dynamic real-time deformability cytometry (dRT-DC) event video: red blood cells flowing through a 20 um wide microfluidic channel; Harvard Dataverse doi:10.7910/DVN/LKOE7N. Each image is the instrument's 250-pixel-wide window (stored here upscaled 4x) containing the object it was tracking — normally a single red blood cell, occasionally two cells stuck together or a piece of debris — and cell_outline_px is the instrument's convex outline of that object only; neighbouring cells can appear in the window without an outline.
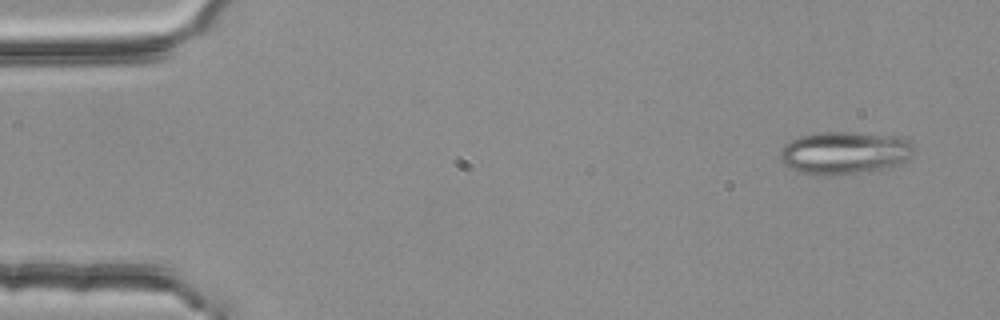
{"species": "common noctule bat (a hibernating species)", "species_latin": "Nyctalus noctula", "temperature_condition": "room temperature", "stored_images_in_passage": 3, "camera_frame_rate_fps": 3000, "um_per_image_px": 0.085, "animal": {"sex": "female", "body_mass_g": 25.1}, "frame": {"image": 1, "passage_image": 1, "time_ms": 0.0, "image_size_px": [1000, 320], "cell_outline_px": [[912, 152], [900, 164], [888, 168], [832, 176], [796, 172], [788, 168], [780, 160], [780, 152], [784, 144], [800, 136], [816, 132], [844, 132], [892, 136], [908, 140], [912, 144]], "centroid_in_image_um": [71.71, 13.0], "position_along_channel_um": 13.3, "area_um2": 33.06}}